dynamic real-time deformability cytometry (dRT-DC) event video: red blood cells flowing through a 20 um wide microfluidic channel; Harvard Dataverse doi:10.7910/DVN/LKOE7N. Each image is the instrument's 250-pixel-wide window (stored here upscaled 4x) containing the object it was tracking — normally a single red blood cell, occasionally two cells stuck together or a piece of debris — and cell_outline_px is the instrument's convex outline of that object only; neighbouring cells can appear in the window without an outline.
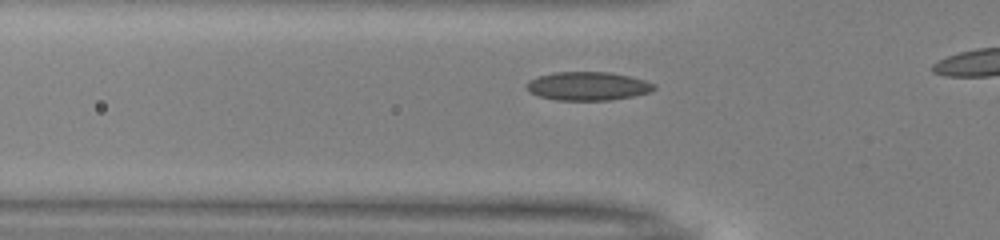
{"species": "common noctule bat (a hibernating species)", "species_latin": "Nyctalus noctula", "temperature_condition": "warm", "stored_images_in_passage": 15, "camera_frame_rate_fps": 3000, "um_per_image_px": 0.085, "animal": {"sex": "male", "body_mass_g": 13.0, "forearm_length_mm": 53.1}, "frame": {"image": 1, "passage_image": 3, "time_ms": 0.667, "image_size_px": [1000, 240], "cell_outline_px": [[656, 88], [652, 92], [632, 96], [608, 100], [556, 100], [540, 96], [532, 92], [528, 88], [528, 84], [532, 80], [540, 76], [556, 72], [608, 72], [628, 76], [644, 80], [656, 84]], "centroid_in_image_um": [50.05, 7.32], "position_along_channel_um": 75.8, "area_um2": 20.81}}
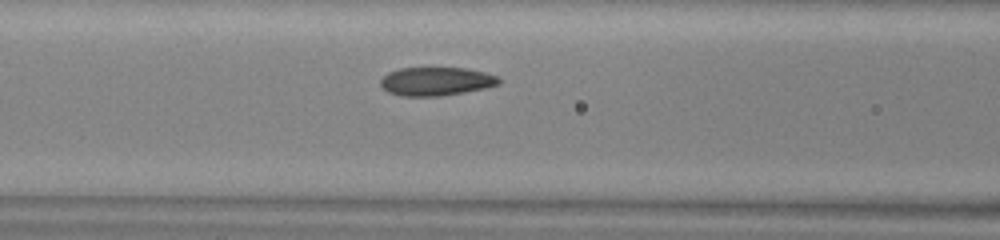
{"frame": {"image": 2, "passage_image": 7, "time_ms": 2.0, "image_size_px": [1000, 240], "cell_outline_px": [[500, 84], [484, 88], [464, 92], [440, 96], [400, 96], [388, 92], [380, 84], [380, 80], [388, 72], [400, 68], [464, 68], [484, 72], [500, 76]], "centroid_in_image_um": [37.08, 6.91], "position_along_channel_um": 129.5, "area_um2": 19.65}}